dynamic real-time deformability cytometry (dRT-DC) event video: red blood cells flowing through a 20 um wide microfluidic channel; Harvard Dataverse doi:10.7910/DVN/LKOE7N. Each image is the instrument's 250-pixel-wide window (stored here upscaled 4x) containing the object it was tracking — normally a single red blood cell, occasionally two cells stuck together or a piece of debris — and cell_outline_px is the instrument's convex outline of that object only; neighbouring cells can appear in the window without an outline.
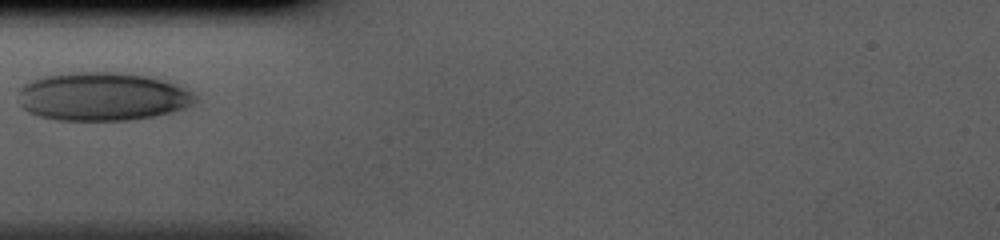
{"species": "human", "species_latin": "Homo sapiens", "temperature_condition": "cold", "stored_images_in_passage": 17, "camera_frame_rate_fps": 3000, "um_per_image_px": 0.085, "donor": {"sex": "male"}, "frame": {"image": 1, "passage_image": 1, "time_ms": 0.0, "image_size_px": [1000, 240], "cell_outline_px": [[196, 100], [192, 104], [184, 108], [172, 112], [152, 116], [128, 120], [60, 120], [40, 116], [28, 112], [20, 104], [20, 88], [28, 80], [44, 76], [68, 72], [120, 72], [148, 76], [164, 80], [176, 84], [192, 92], [196, 96]], "centroid_in_image_um": [8.7, 8.19], "position_along_channel_um": 76.3, "area_um2": 49.94}}
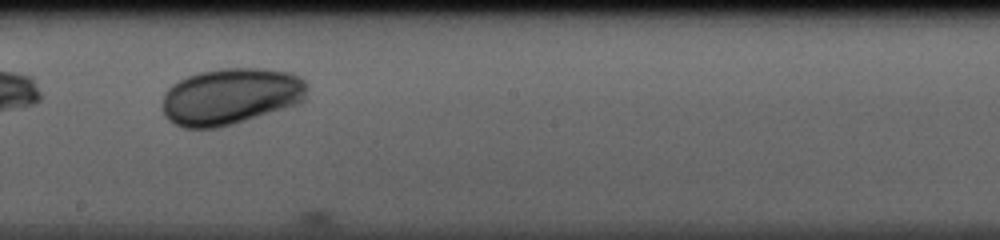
{"frame": {"image": 2, "passage_image": 12, "time_ms": 3.667, "image_size_px": [1000, 240], "cell_outline_px": [[308, 88], [304, 100], [300, 104], [232, 124], [216, 128], [184, 128], [168, 120], [164, 116], [164, 92], [172, 84], [188, 76], [200, 72], [220, 68], [264, 68], [288, 72], [300, 76], [308, 84]], "centroid_in_image_um": [19.65, 8.18], "position_along_channel_um": 228.6, "area_um2": 47.92}}
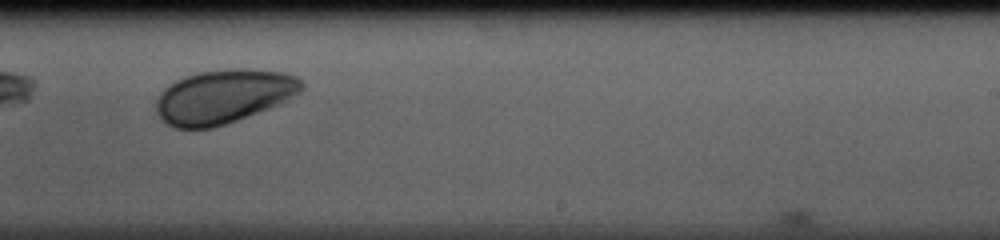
{"frame": {"image": 3, "passage_image": 15, "time_ms": 4.667, "image_size_px": [1000, 240], "cell_outline_px": [[304, 88], [300, 92], [268, 108], [236, 120], [212, 128], [176, 128], [168, 124], [156, 112], [156, 100], [160, 92], [168, 84], [184, 76], [196, 72], [232, 68], [248, 68], [284, 72], [296, 76], [304, 84]], "centroid_in_image_um": [18.98, 8.17], "position_along_channel_um": 270.0, "area_um2": 45.55}}